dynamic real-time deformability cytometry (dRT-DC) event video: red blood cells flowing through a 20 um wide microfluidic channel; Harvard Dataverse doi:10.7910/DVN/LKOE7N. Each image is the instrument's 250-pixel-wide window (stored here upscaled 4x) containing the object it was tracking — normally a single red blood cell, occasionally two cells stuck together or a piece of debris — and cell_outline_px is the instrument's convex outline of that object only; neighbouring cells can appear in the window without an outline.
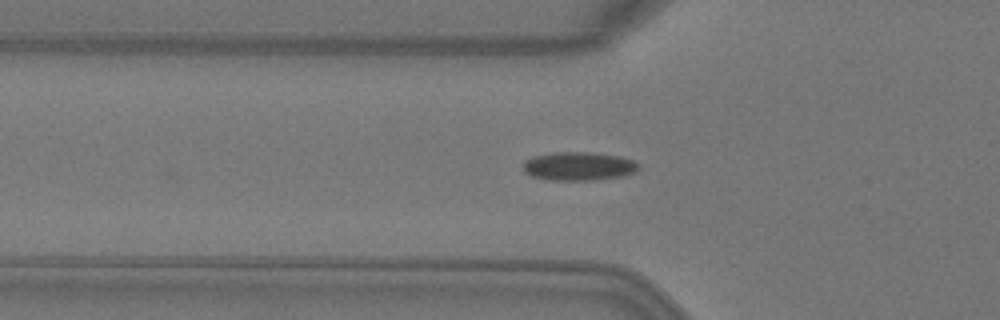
{"species": "Egyptian fruit bat (a non-hibernating species)", "species_latin": "Rousettus aegyptiacus", "temperature_condition": "warm", "stored_images_in_passage": 6, "camera_frame_rate_fps": 3000, "um_per_image_px": 0.085, "animal": {"sex": "female"}, "frame": {"image": 1, "passage_image": 6, "time_ms": 1.667, "image_size_px": [1000, 320], "cell_outline_px": [[640, 168], [636, 172], [624, 176], [592, 180], [552, 180], [532, 176], [524, 172], [524, 160], [532, 156], [552, 152], [588, 152], [620, 156], [632, 160], [640, 164]], "centroid_in_image_um": [49.2, 14.12], "position_along_channel_um": 76.6, "area_um2": 19.36}}